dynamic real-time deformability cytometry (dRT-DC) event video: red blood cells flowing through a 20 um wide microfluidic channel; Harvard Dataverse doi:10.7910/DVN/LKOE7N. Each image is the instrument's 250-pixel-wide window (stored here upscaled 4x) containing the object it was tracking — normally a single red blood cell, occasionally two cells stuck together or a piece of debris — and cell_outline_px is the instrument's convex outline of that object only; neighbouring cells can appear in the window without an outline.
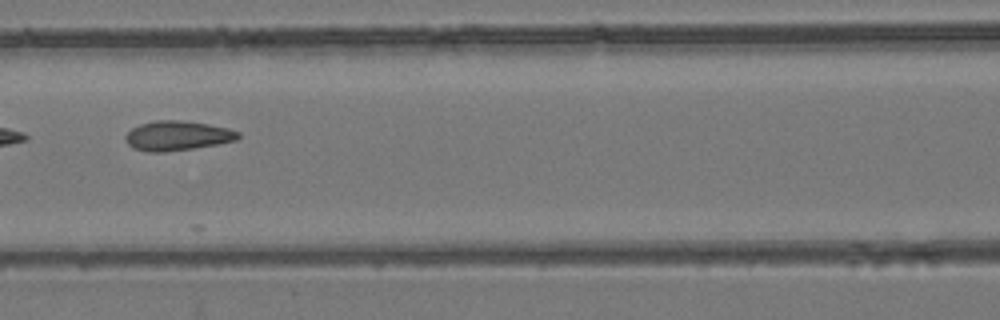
{"species": "common noctule bat (a hibernating species)", "species_latin": "Nyctalus noctula", "temperature_condition": "room temperature", "stored_images_in_passage": 7, "camera_frame_rate_fps": 3000, "um_per_image_px": 0.085, "animal": {"sex": "female", "body_mass_g": 24.6, "forearm_length_mm": 56.2}, "frame": {"image": 1, "passage_image": 7, "time_ms": 6.667, "image_size_px": [1000, 320], "cell_outline_px": [[240, 136], [236, 140], [216, 144], [192, 148], [164, 152], [148, 152], [132, 148], [124, 140], [124, 136], [132, 128], [140, 124], [156, 120], [180, 120], [208, 124], [228, 128], [240, 132]], "centroid_in_image_um": [15.04, 11.53], "position_along_channel_um": 151.6, "area_um2": 19.42}}